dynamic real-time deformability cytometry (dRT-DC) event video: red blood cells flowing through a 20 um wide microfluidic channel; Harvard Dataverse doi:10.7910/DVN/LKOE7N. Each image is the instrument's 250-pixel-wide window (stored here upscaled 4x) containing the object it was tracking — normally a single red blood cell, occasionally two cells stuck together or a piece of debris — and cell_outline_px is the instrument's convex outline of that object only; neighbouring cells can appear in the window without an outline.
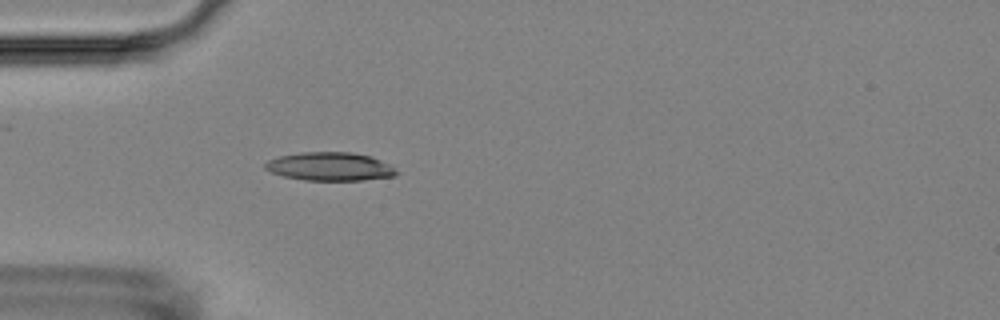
{"species": "Egyptian fruit bat (a non-hibernating species)", "species_latin": "Rousettus aegyptiacus", "temperature_condition": "room temperature", "stored_images_in_passage": 3, "camera_frame_rate_fps": 3000, "um_per_image_px": 0.085, "animal": {"sex": "female"}, "frame": {"image": 1, "passage_image": 3, "time_ms": 3.333, "image_size_px": [1000, 320], "cell_outline_px": [[400, 172], [396, 176], [364, 180], [304, 180], [284, 176], [272, 172], [264, 168], [264, 164], [268, 160], [280, 156], [300, 152], [352, 152], [368, 156], [392, 164]], "centroid_in_image_um": [28.1, 14.15], "position_along_channel_um": 56.9, "area_um2": 21.85}}